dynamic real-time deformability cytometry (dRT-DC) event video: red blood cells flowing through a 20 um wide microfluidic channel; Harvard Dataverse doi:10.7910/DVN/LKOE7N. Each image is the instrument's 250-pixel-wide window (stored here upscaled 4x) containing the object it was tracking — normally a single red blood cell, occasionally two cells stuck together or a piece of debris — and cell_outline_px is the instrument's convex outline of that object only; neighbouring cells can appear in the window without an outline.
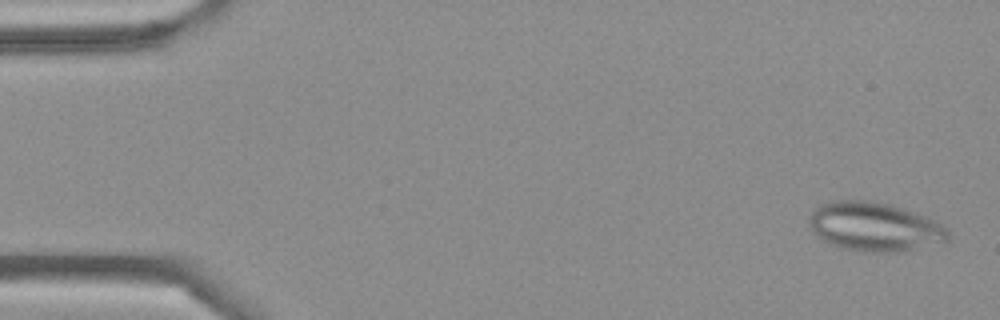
{"species": "Egyptian fruit bat (a non-hibernating species)", "species_latin": "Rousettus aegyptiacus", "temperature_condition": "cold", "stored_images_in_passage": 4, "camera_frame_rate_fps": 3000, "um_per_image_px": 0.085, "frame": {"image": 1, "passage_image": 1, "time_ms": 0.0, "image_size_px": [1000, 320], "cell_outline_px": [[952, 236], [944, 244], [904, 252], [864, 252], [840, 248], [816, 236], [812, 232], [808, 224], [808, 216], [820, 204], [832, 200], [872, 200], [904, 208], [924, 216], [948, 228]], "centroid_in_image_um": [74.37, 19.29], "position_along_channel_um": 10.6, "area_um2": 40.52}}